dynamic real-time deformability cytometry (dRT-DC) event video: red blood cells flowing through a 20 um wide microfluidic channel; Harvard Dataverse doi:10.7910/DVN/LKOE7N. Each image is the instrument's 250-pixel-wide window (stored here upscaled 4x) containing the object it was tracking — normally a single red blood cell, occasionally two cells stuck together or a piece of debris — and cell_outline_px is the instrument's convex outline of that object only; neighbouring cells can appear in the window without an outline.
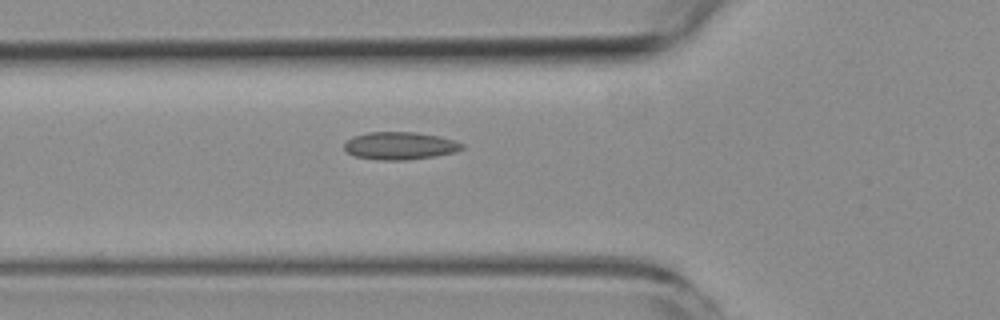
{"species": "common noctule bat (a hibernating species)", "species_latin": "Nyctalus noctula", "temperature_condition": "room temperature", "stored_images_in_passage": 5, "camera_frame_rate_fps": 3000, "um_per_image_px": 0.085, "animal": {"sex": "female", "body_mass_g": 19.3, "forearm_length_mm": 54.1}, "frame": {"image": 1, "passage_image": 5, "time_ms": 6.333, "image_size_px": [1000, 320], "cell_outline_px": [[464, 148], [456, 152], [436, 156], [408, 160], [380, 160], [352, 156], [344, 148], [344, 144], [352, 136], [368, 132], [416, 132], [440, 136], [464, 144]], "centroid_in_image_um": [33.99, 12.39], "position_along_channel_um": 91.8, "area_um2": 19.13}}